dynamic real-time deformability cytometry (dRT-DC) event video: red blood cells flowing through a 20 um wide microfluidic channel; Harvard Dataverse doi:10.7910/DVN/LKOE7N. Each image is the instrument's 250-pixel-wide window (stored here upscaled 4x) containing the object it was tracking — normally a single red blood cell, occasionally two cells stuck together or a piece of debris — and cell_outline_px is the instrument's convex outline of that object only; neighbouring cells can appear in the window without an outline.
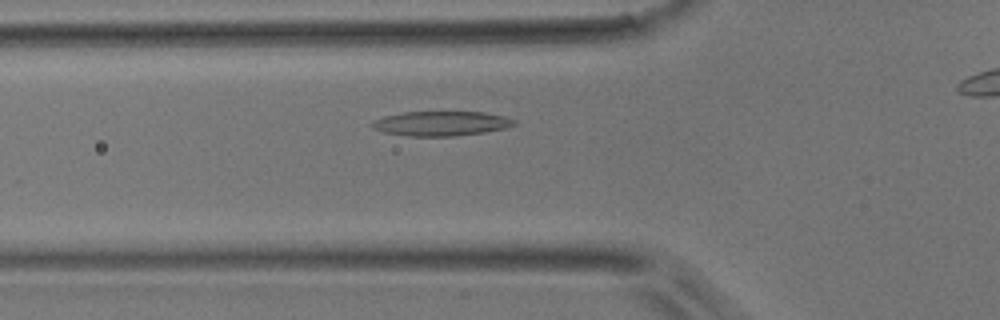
{"species": "common noctule bat (a hibernating species)", "species_latin": "Nyctalus noctula", "temperature_condition": "room temperature", "stored_images_in_passage": 39, "camera_frame_rate_fps": 3000, "um_per_image_px": 0.085, "animal": {"sex": "male", "body_mass_g": 17.9}, "frame": {"image": 1, "passage_image": 12, "time_ms": 3.667, "image_size_px": [1000, 320], "cell_outline_px": [[516, 124], [508, 128], [484, 132], [456, 136], [408, 136], [384, 132], [372, 128], [368, 124], [372, 120], [384, 116], [404, 112], [484, 112], [504, 116], [516, 120]], "centroid_in_image_um": [37.48, 10.5], "position_along_channel_um": 88.3, "area_um2": 20.58}}
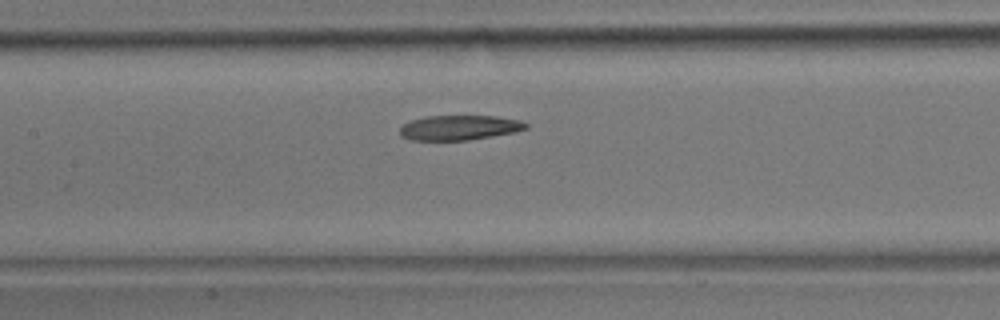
{"frame": {"image": 2, "passage_image": 18, "time_ms": 5.667, "image_size_px": [1000, 320], "cell_outline_px": [[528, 128], [516, 132], [468, 140], [412, 140], [400, 136], [400, 128], [404, 124], [412, 120], [428, 116], [492, 116], [520, 120], [528, 124]], "centroid_in_image_um": [39.06, 10.85], "position_along_channel_um": 168.3, "area_um2": 18.15}}
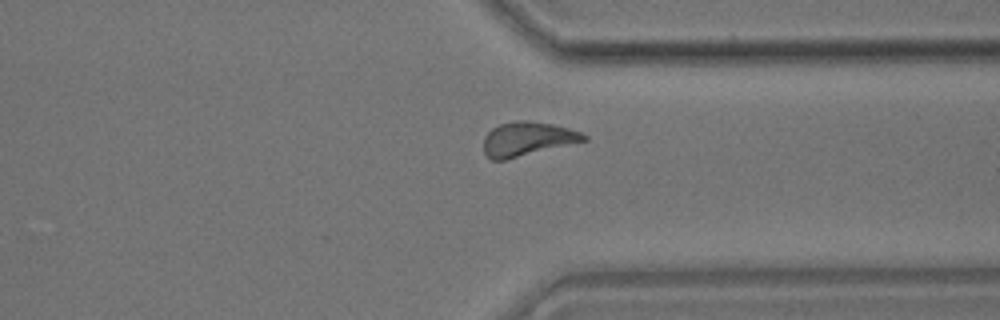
{"frame": {"image": 3, "passage_image": 33, "time_ms": 10.667, "image_size_px": [1000, 320], "cell_outline_px": [[588, 140], [504, 160], [492, 160], [484, 152], [484, 136], [492, 128], [500, 124], [516, 120], [524, 120], [552, 124], [568, 128], [580, 132], [588, 136]], "centroid_in_image_um": [44.82, 11.8], "position_along_channel_um": 366.6, "area_um2": 19.71}}